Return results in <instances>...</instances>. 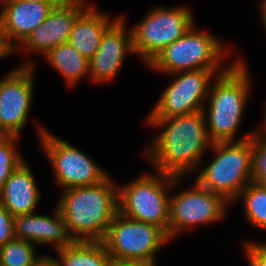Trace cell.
Instances as JSON below:
<instances>
[{"label":"cell","instance_id":"cell-1","mask_svg":"<svg viewBox=\"0 0 266 266\" xmlns=\"http://www.w3.org/2000/svg\"><path fill=\"white\" fill-rule=\"evenodd\" d=\"M146 124L159 131L144 148V157L154 171L184 178L197 173L203 155L213 143L203 111L170 118H146Z\"/></svg>","mask_w":266,"mask_h":266},{"label":"cell","instance_id":"cell-2","mask_svg":"<svg viewBox=\"0 0 266 266\" xmlns=\"http://www.w3.org/2000/svg\"><path fill=\"white\" fill-rule=\"evenodd\" d=\"M251 80L248 65L242 57L213 80L202 109L208 135L213 143L243 141L256 132L257 129L247 132L240 140L235 139L250 99Z\"/></svg>","mask_w":266,"mask_h":266},{"label":"cell","instance_id":"cell-3","mask_svg":"<svg viewBox=\"0 0 266 266\" xmlns=\"http://www.w3.org/2000/svg\"><path fill=\"white\" fill-rule=\"evenodd\" d=\"M112 180L109 176L96 185L61 191L55 207L75 241H103L106 237L118 213V188Z\"/></svg>","mask_w":266,"mask_h":266},{"label":"cell","instance_id":"cell-4","mask_svg":"<svg viewBox=\"0 0 266 266\" xmlns=\"http://www.w3.org/2000/svg\"><path fill=\"white\" fill-rule=\"evenodd\" d=\"M212 161L198 168L195 180L204 188L222 195L229 203L252 182L253 135L243 141L212 143Z\"/></svg>","mask_w":266,"mask_h":266},{"label":"cell","instance_id":"cell-5","mask_svg":"<svg viewBox=\"0 0 266 266\" xmlns=\"http://www.w3.org/2000/svg\"><path fill=\"white\" fill-rule=\"evenodd\" d=\"M182 179L184 177L155 171V174L142 173L126 185H117L118 212L128 218L156 225L168 234L169 194Z\"/></svg>","mask_w":266,"mask_h":266},{"label":"cell","instance_id":"cell-6","mask_svg":"<svg viewBox=\"0 0 266 266\" xmlns=\"http://www.w3.org/2000/svg\"><path fill=\"white\" fill-rule=\"evenodd\" d=\"M195 25L165 47L147 68L167 75L189 70L223 69V60L231 51L219 38Z\"/></svg>","mask_w":266,"mask_h":266},{"label":"cell","instance_id":"cell-7","mask_svg":"<svg viewBox=\"0 0 266 266\" xmlns=\"http://www.w3.org/2000/svg\"><path fill=\"white\" fill-rule=\"evenodd\" d=\"M194 24L193 11L187 6H155L131 28L135 56L147 66Z\"/></svg>","mask_w":266,"mask_h":266},{"label":"cell","instance_id":"cell-8","mask_svg":"<svg viewBox=\"0 0 266 266\" xmlns=\"http://www.w3.org/2000/svg\"><path fill=\"white\" fill-rule=\"evenodd\" d=\"M168 241V234L160 227L128 218L118 212L102 242L114 260L156 265V254Z\"/></svg>","mask_w":266,"mask_h":266},{"label":"cell","instance_id":"cell-9","mask_svg":"<svg viewBox=\"0 0 266 266\" xmlns=\"http://www.w3.org/2000/svg\"><path fill=\"white\" fill-rule=\"evenodd\" d=\"M38 131L41 150L51 163L55 183L61 190L96 185L109 177L104 168L75 145L53 135L40 124Z\"/></svg>","mask_w":266,"mask_h":266},{"label":"cell","instance_id":"cell-10","mask_svg":"<svg viewBox=\"0 0 266 266\" xmlns=\"http://www.w3.org/2000/svg\"><path fill=\"white\" fill-rule=\"evenodd\" d=\"M224 69H199L169 74L171 84L161 92L146 118H170L202 111L209 95L212 80L225 73L238 59Z\"/></svg>","mask_w":266,"mask_h":266},{"label":"cell","instance_id":"cell-11","mask_svg":"<svg viewBox=\"0 0 266 266\" xmlns=\"http://www.w3.org/2000/svg\"><path fill=\"white\" fill-rule=\"evenodd\" d=\"M191 187L170 195L168 237L171 240L178 234L198 225L217 223L226 217L231 205L222 195L202 187L195 179Z\"/></svg>","mask_w":266,"mask_h":266},{"label":"cell","instance_id":"cell-12","mask_svg":"<svg viewBox=\"0 0 266 266\" xmlns=\"http://www.w3.org/2000/svg\"><path fill=\"white\" fill-rule=\"evenodd\" d=\"M34 61L26 59L0 80V132L20 137L34 93Z\"/></svg>","mask_w":266,"mask_h":266},{"label":"cell","instance_id":"cell-13","mask_svg":"<svg viewBox=\"0 0 266 266\" xmlns=\"http://www.w3.org/2000/svg\"><path fill=\"white\" fill-rule=\"evenodd\" d=\"M125 25L123 16H119L103 34L98 51L89 60V79L93 83L111 82L120 73L127 54L135 55L132 31Z\"/></svg>","mask_w":266,"mask_h":266},{"label":"cell","instance_id":"cell-14","mask_svg":"<svg viewBox=\"0 0 266 266\" xmlns=\"http://www.w3.org/2000/svg\"><path fill=\"white\" fill-rule=\"evenodd\" d=\"M87 0H73L53 8L47 18L12 52H37L43 56L59 44L68 42L76 19L91 5ZM19 49V50H18Z\"/></svg>","mask_w":266,"mask_h":266},{"label":"cell","instance_id":"cell-15","mask_svg":"<svg viewBox=\"0 0 266 266\" xmlns=\"http://www.w3.org/2000/svg\"><path fill=\"white\" fill-rule=\"evenodd\" d=\"M0 5V32L12 52L53 9L49 4L30 0H0Z\"/></svg>","mask_w":266,"mask_h":266},{"label":"cell","instance_id":"cell-16","mask_svg":"<svg viewBox=\"0 0 266 266\" xmlns=\"http://www.w3.org/2000/svg\"><path fill=\"white\" fill-rule=\"evenodd\" d=\"M52 212V216L37 212L15 216L13 219L15 238L34 244H53L56 251L71 245L75 240L68 232L65 220L57 207Z\"/></svg>","mask_w":266,"mask_h":266},{"label":"cell","instance_id":"cell-17","mask_svg":"<svg viewBox=\"0 0 266 266\" xmlns=\"http://www.w3.org/2000/svg\"><path fill=\"white\" fill-rule=\"evenodd\" d=\"M39 189L32 169L25 161L0 188V203L13 217L35 213L42 197Z\"/></svg>","mask_w":266,"mask_h":266},{"label":"cell","instance_id":"cell-18","mask_svg":"<svg viewBox=\"0 0 266 266\" xmlns=\"http://www.w3.org/2000/svg\"><path fill=\"white\" fill-rule=\"evenodd\" d=\"M91 4L75 21L68 43L90 60L98 51L106 29L117 19L96 9Z\"/></svg>","mask_w":266,"mask_h":266},{"label":"cell","instance_id":"cell-19","mask_svg":"<svg viewBox=\"0 0 266 266\" xmlns=\"http://www.w3.org/2000/svg\"><path fill=\"white\" fill-rule=\"evenodd\" d=\"M68 86H74L85 76L89 78V60L68 42L59 44L44 55Z\"/></svg>","mask_w":266,"mask_h":266},{"label":"cell","instance_id":"cell-20","mask_svg":"<svg viewBox=\"0 0 266 266\" xmlns=\"http://www.w3.org/2000/svg\"><path fill=\"white\" fill-rule=\"evenodd\" d=\"M56 253L59 266H109L112 259L102 241H74Z\"/></svg>","mask_w":266,"mask_h":266},{"label":"cell","instance_id":"cell-21","mask_svg":"<svg viewBox=\"0 0 266 266\" xmlns=\"http://www.w3.org/2000/svg\"><path fill=\"white\" fill-rule=\"evenodd\" d=\"M243 203V213L250 226L266 231V186L250 182L235 199Z\"/></svg>","mask_w":266,"mask_h":266},{"label":"cell","instance_id":"cell-22","mask_svg":"<svg viewBox=\"0 0 266 266\" xmlns=\"http://www.w3.org/2000/svg\"><path fill=\"white\" fill-rule=\"evenodd\" d=\"M35 244L14 238L0 247V266H33L42 256L36 254Z\"/></svg>","mask_w":266,"mask_h":266},{"label":"cell","instance_id":"cell-23","mask_svg":"<svg viewBox=\"0 0 266 266\" xmlns=\"http://www.w3.org/2000/svg\"><path fill=\"white\" fill-rule=\"evenodd\" d=\"M20 137L3 136L0 138V188L25 159L18 150L17 142Z\"/></svg>","mask_w":266,"mask_h":266},{"label":"cell","instance_id":"cell-24","mask_svg":"<svg viewBox=\"0 0 266 266\" xmlns=\"http://www.w3.org/2000/svg\"><path fill=\"white\" fill-rule=\"evenodd\" d=\"M252 182L266 186V133L260 129L253 134Z\"/></svg>","mask_w":266,"mask_h":266},{"label":"cell","instance_id":"cell-25","mask_svg":"<svg viewBox=\"0 0 266 266\" xmlns=\"http://www.w3.org/2000/svg\"><path fill=\"white\" fill-rule=\"evenodd\" d=\"M242 246L250 266H266V242L244 240Z\"/></svg>","mask_w":266,"mask_h":266},{"label":"cell","instance_id":"cell-26","mask_svg":"<svg viewBox=\"0 0 266 266\" xmlns=\"http://www.w3.org/2000/svg\"><path fill=\"white\" fill-rule=\"evenodd\" d=\"M13 219L14 217L0 203V247L15 238Z\"/></svg>","mask_w":266,"mask_h":266},{"label":"cell","instance_id":"cell-27","mask_svg":"<svg viewBox=\"0 0 266 266\" xmlns=\"http://www.w3.org/2000/svg\"><path fill=\"white\" fill-rule=\"evenodd\" d=\"M33 266H59V263L54 256L42 254Z\"/></svg>","mask_w":266,"mask_h":266},{"label":"cell","instance_id":"cell-28","mask_svg":"<svg viewBox=\"0 0 266 266\" xmlns=\"http://www.w3.org/2000/svg\"><path fill=\"white\" fill-rule=\"evenodd\" d=\"M109 266H157V265L145 262L118 261L111 259Z\"/></svg>","mask_w":266,"mask_h":266},{"label":"cell","instance_id":"cell-29","mask_svg":"<svg viewBox=\"0 0 266 266\" xmlns=\"http://www.w3.org/2000/svg\"><path fill=\"white\" fill-rule=\"evenodd\" d=\"M51 5L53 8L69 4L73 0H30Z\"/></svg>","mask_w":266,"mask_h":266},{"label":"cell","instance_id":"cell-30","mask_svg":"<svg viewBox=\"0 0 266 266\" xmlns=\"http://www.w3.org/2000/svg\"><path fill=\"white\" fill-rule=\"evenodd\" d=\"M10 55H13L12 51L5 45L3 37H2V33L0 32V60Z\"/></svg>","mask_w":266,"mask_h":266},{"label":"cell","instance_id":"cell-31","mask_svg":"<svg viewBox=\"0 0 266 266\" xmlns=\"http://www.w3.org/2000/svg\"><path fill=\"white\" fill-rule=\"evenodd\" d=\"M259 12L261 13V21L264 26V30H266V0H261L259 4Z\"/></svg>","mask_w":266,"mask_h":266},{"label":"cell","instance_id":"cell-32","mask_svg":"<svg viewBox=\"0 0 266 266\" xmlns=\"http://www.w3.org/2000/svg\"><path fill=\"white\" fill-rule=\"evenodd\" d=\"M265 113H266V111H265ZM263 120L264 121L262 123V127L260 128V130L263 131L264 133H266V115L264 116V119Z\"/></svg>","mask_w":266,"mask_h":266}]
</instances>
